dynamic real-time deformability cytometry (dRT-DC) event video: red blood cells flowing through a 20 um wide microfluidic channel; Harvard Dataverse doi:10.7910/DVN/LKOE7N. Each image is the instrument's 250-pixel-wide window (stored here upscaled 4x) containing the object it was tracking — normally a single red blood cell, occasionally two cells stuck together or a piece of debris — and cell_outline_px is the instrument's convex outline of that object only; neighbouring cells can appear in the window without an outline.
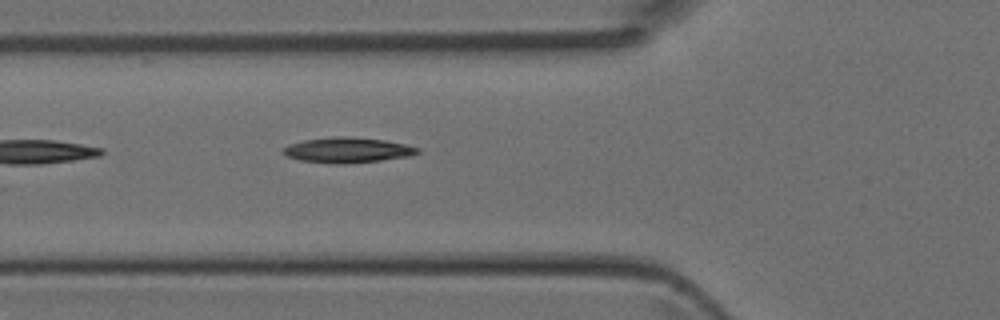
{"species": "Egyptian fruit bat (a non-hibernating species)", "species_latin": "Rousettus aegyptiacus", "temperature_condition": "room temperature", "stored_images_in_passage": 4, "camera_frame_rate_fps": 3000, "um_per_image_px": 0.085, "animal": {"sex": "female"}, "frame": {"image": 1, "passage_image": 4, "time_ms": 1.0, "image_size_px": [1000, 320], "cell_outline_px": [[420, 152], [412, 156], [380, 160], [344, 164], [336, 164], [300, 160], [288, 156], [280, 152], [288, 144], [304, 140], [332, 136], [348, 136], [384, 140], [404, 144], [420, 148]], "centroid_in_image_um": [29.54, 12.75], "position_along_channel_um": 96.3, "area_um2": 19.88}}